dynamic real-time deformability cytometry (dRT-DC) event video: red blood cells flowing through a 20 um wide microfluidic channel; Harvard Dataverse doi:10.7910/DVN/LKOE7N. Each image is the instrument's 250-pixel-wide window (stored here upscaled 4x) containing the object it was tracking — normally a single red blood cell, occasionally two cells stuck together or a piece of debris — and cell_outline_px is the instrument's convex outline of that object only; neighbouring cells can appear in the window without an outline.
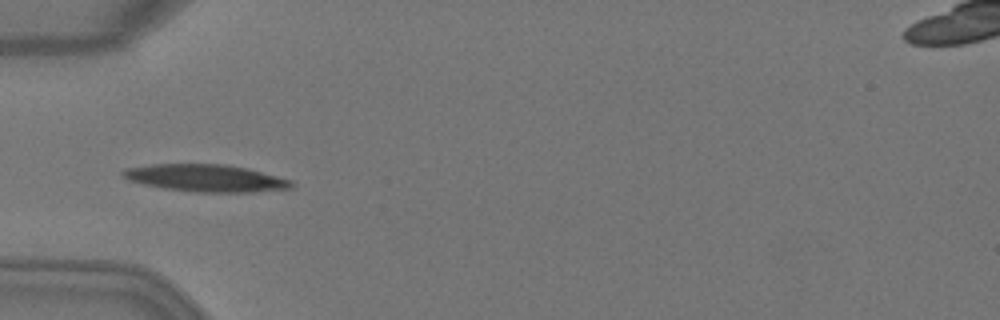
{"species": "Egyptian fruit bat (a non-hibernating species)", "species_latin": "Rousettus aegyptiacus", "temperature_condition": "warm", "stored_images_in_passage": 7, "camera_frame_rate_fps": 3000, "um_per_image_px": 0.085, "animal": {"sex": "female"}, "frame": {"image": 1, "passage_image": 5, "time_ms": 1.333, "image_size_px": [1000, 320], "cell_outline_px": [[296, 184], [292, 188], [256, 192], [196, 192], [164, 188], [144, 184], [128, 180], [120, 176], [120, 172], [124, 168], [152, 164], [224, 164], [248, 168], [292, 180]], "centroid_in_image_um": [17.49, 15.13], "position_along_channel_um": 67.5, "area_um2": 26.99}}